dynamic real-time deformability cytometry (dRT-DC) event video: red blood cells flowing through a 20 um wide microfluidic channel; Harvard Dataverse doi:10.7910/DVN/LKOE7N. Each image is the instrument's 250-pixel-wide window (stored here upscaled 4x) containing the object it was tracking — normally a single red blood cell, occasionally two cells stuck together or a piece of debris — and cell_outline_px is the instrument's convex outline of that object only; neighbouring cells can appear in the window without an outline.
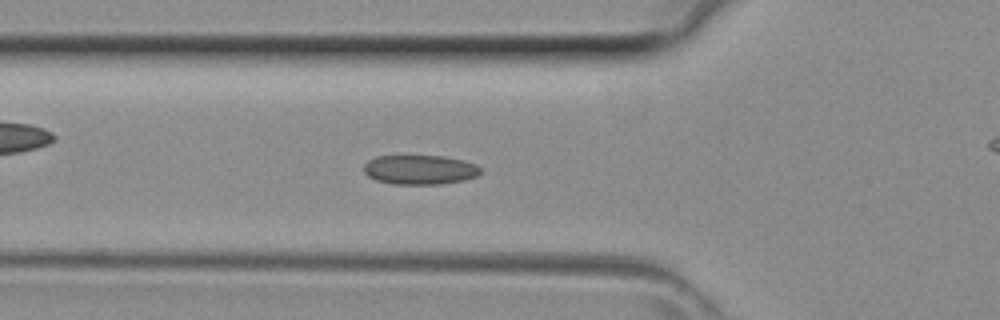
{"species": "common noctule bat (a hibernating species)", "species_latin": "Nyctalus noctula", "temperature_condition": "room temperature", "stored_images_in_passage": 31, "camera_frame_rate_fps": 3000, "um_per_image_px": 0.085, "animal": {"sex": "female", "body_mass_g": 29.2, "forearm_length_mm": 56.3}, "frame": {"image": 1, "passage_image": 6, "time_ms": 1.667, "image_size_px": [1000, 320], "cell_outline_px": [[484, 172], [476, 176], [464, 180], [440, 184], [392, 184], [376, 180], [368, 176], [364, 172], [364, 164], [368, 160], [376, 156], [444, 156], [464, 160], [476, 164]], "centroid_in_image_um": [35.7, 14.42], "position_along_channel_um": 90.1, "area_um2": 20.17}}
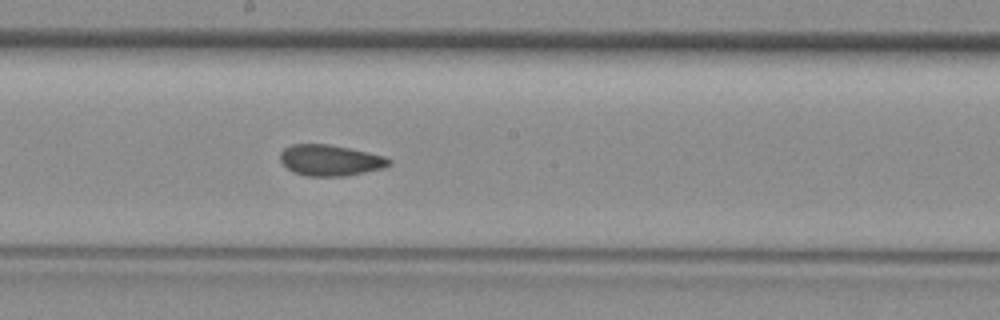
{"frame": {"image": 2, "passage_image": 14, "time_ms": 4.333, "image_size_px": [1000, 320], "cell_outline_px": [[392, 164], [384, 168], [344, 176], [304, 176], [288, 168], [280, 160], [280, 152], [284, 148], [292, 144], [328, 144], [348, 148], [384, 156], [392, 160]], "centroid_in_image_um": [28.07, 13.62], "position_along_channel_um": 220.1, "area_um2": 19.54}}
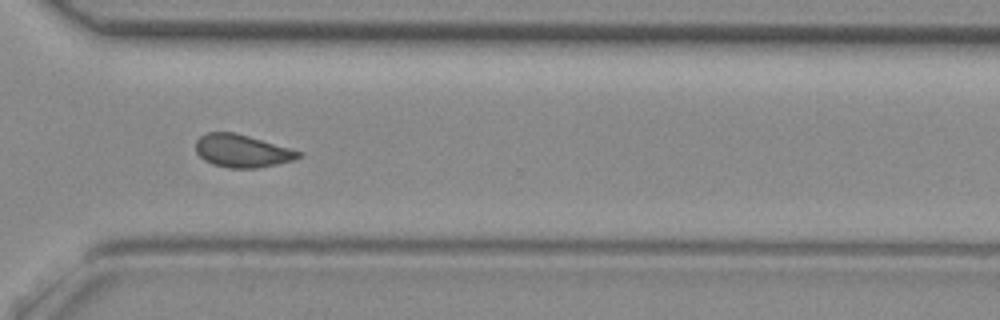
{"frame": {"image": 3, "passage_image": 22, "time_ms": 7.0, "image_size_px": [1000, 320], "cell_outline_px": [[300, 156], [292, 160], [276, 164], [256, 168], [228, 168], [212, 164], [204, 160], [196, 152], [196, 140], [200, 136], [208, 132], [236, 132], [288, 148], [300, 152]], "centroid_in_image_um": [20.5, 12.82], "position_along_channel_um": 350.1, "area_um2": 19.36}}